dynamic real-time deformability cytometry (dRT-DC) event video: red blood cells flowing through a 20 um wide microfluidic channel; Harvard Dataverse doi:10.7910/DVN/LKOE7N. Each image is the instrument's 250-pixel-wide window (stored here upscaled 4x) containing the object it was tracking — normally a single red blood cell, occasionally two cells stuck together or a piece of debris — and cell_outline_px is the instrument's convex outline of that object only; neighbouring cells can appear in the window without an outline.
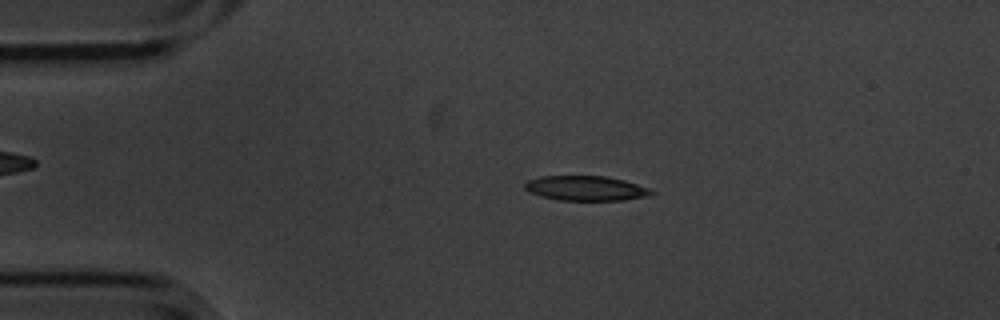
{"species": "common noctule bat (a hibernating species)", "species_latin": "Nyctalus noctula", "temperature_condition": "cold", "stored_images_in_passage": 6, "camera_frame_rate_fps": 3000, "um_per_image_px": 0.085, "animal": {"sex": "male", "body_mass_g": 20.1, "forearm_length_mm": 53.5}, "frame": {"image": 1, "passage_image": 2, "time_ms": 0.333, "image_size_px": [1000, 320], "cell_outline_px": [[656, 192], [648, 196], [624, 200], [560, 200], [540, 196], [528, 192], [524, 188], [524, 184], [528, 180], [540, 176], [608, 176], [624, 180], [648, 188]], "centroid_in_image_um": [49.78, 16.0], "position_along_channel_um": 35.2, "area_um2": 18.32}}
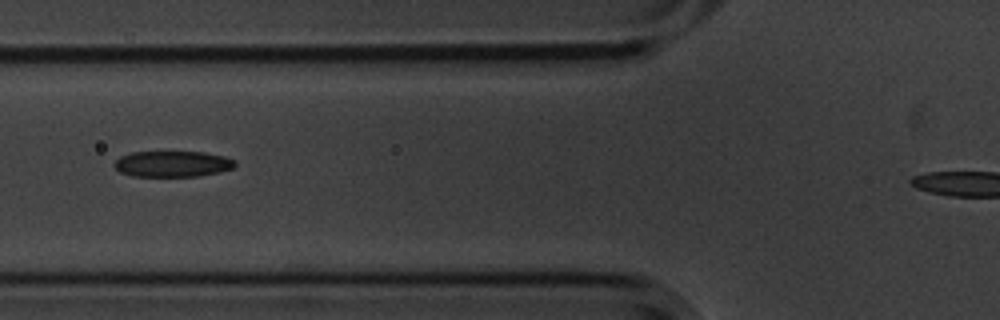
{"frame": {"image": 2, "passage_image": 4, "time_ms": 1.0, "image_size_px": [1000, 320], "cell_outline_px": [[236, 164], [232, 168], [220, 172], [200, 176], [132, 176], [120, 172], [112, 164], [120, 156], [132, 152], [204, 152], [224, 156], [236, 160]], "centroid_in_image_um": [14.67, 13.93], "position_along_channel_um": 111.1, "area_um2": 18.32}}